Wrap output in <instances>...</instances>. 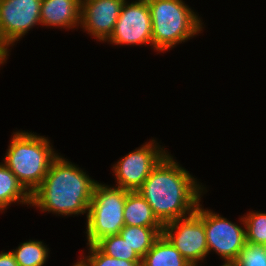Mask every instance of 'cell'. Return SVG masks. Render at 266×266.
I'll use <instances>...</instances> for the list:
<instances>
[{
    "mask_svg": "<svg viewBox=\"0 0 266 266\" xmlns=\"http://www.w3.org/2000/svg\"><path fill=\"white\" fill-rule=\"evenodd\" d=\"M243 218L246 242L266 246V213L251 211Z\"/></svg>",
    "mask_w": 266,
    "mask_h": 266,
    "instance_id": "obj_19",
    "label": "cell"
},
{
    "mask_svg": "<svg viewBox=\"0 0 266 266\" xmlns=\"http://www.w3.org/2000/svg\"><path fill=\"white\" fill-rule=\"evenodd\" d=\"M124 2L125 0H81L80 27L98 41L106 42L113 33Z\"/></svg>",
    "mask_w": 266,
    "mask_h": 266,
    "instance_id": "obj_11",
    "label": "cell"
},
{
    "mask_svg": "<svg viewBox=\"0 0 266 266\" xmlns=\"http://www.w3.org/2000/svg\"><path fill=\"white\" fill-rule=\"evenodd\" d=\"M195 179L167 153L137 191L165 224L196 211L205 187Z\"/></svg>",
    "mask_w": 266,
    "mask_h": 266,
    "instance_id": "obj_1",
    "label": "cell"
},
{
    "mask_svg": "<svg viewBox=\"0 0 266 266\" xmlns=\"http://www.w3.org/2000/svg\"><path fill=\"white\" fill-rule=\"evenodd\" d=\"M104 254L126 261H142L120 234L107 236L95 244Z\"/></svg>",
    "mask_w": 266,
    "mask_h": 266,
    "instance_id": "obj_18",
    "label": "cell"
},
{
    "mask_svg": "<svg viewBox=\"0 0 266 266\" xmlns=\"http://www.w3.org/2000/svg\"><path fill=\"white\" fill-rule=\"evenodd\" d=\"M151 14L153 48L168 51L203 29L198 15L182 0H147Z\"/></svg>",
    "mask_w": 266,
    "mask_h": 266,
    "instance_id": "obj_4",
    "label": "cell"
},
{
    "mask_svg": "<svg viewBox=\"0 0 266 266\" xmlns=\"http://www.w3.org/2000/svg\"><path fill=\"white\" fill-rule=\"evenodd\" d=\"M89 246V256L80 260L85 266H141L142 261H126L104 254L95 244Z\"/></svg>",
    "mask_w": 266,
    "mask_h": 266,
    "instance_id": "obj_20",
    "label": "cell"
},
{
    "mask_svg": "<svg viewBox=\"0 0 266 266\" xmlns=\"http://www.w3.org/2000/svg\"><path fill=\"white\" fill-rule=\"evenodd\" d=\"M152 140L122 157L113 172L117 179L116 187L137 191L159 161L168 153Z\"/></svg>",
    "mask_w": 266,
    "mask_h": 266,
    "instance_id": "obj_8",
    "label": "cell"
},
{
    "mask_svg": "<svg viewBox=\"0 0 266 266\" xmlns=\"http://www.w3.org/2000/svg\"><path fill=\"white\" fill-rule=\"evenodd\" d=\"M13 134L3 161L32 194L41 185L58 153H54L53 146L44 136L26 131Z\"/></svg>",
    "mask_w": 266,
    "mask_h": 266,
    "instance_id": "obj_3",
    "label": "cell"
},
{
    "mask_svg": "<svg viewBox=\"0 0 266 266\" xmlns=\"http://www.w3.org/2000/svg\"><path fill=\"white\" fill-rule=\"evenodd\" d=\"M163 227L124 226L120 235L142 259L162 234Z\"/></svg>",
    "mask_w": 266,
    "mask_h": 266,
    "instance_id": "obj_16",
    "label": "cell"
},
{
    "mask_svg": "<svg viewBox=\"0 0 266 266\" xmlns=\"http://www.w3.org/2000/svg\"><path fill=\"white\" fill-rule=\"evenodd\" d=\"M221 266H236L235 262H224Z\"/></svg>",
    "mask_w": 266,
    "mask_h": 266,
    "instance_id": "obj_23",
    "label": "cell"
},
{
    "mask_svg": "<svg viewBox=\"0 0 266 266\" xmlns=\"http://www.w3.org/2000/svg\"><path fill=\"white\" fill-rule=\"evenodd\" d=\"M235 263L236 266H266V246L246 243Z\"/></svg>",
    "mask_w": 266,
    "mask_h": 266,
    "instance_id": "obj_21",
    "label": "cell"
},
{
    "mask_svg": "<svg viewBox=\"0 0 266 266\" xmlns=\"http://www.w3.org/2000/svg\"><path fill=\"white\" fill-rule=\"evenodd\" d=\"M11 252L19 266H43L48 258L49 250L42 241L30 240L21 243Z\"/></svg>",
    "mask_w": 266,
    "mask_h": 266,
    "instance_id": "obj_17",
    "label": "cell"
},
{
    "mask_svg": "<svg viewBox=\"0 0 266 266\" xmlns=\"http://www.w3.org/2000/svg\"><path fill=\"white\" fill-rule=\"evenodd\" d=\"M31 205V194L18 181L14 173L4 164H0V211L11 203Z\"/></svg>",
    "mask_w": 266,
    "mask_h": 266,
    "instance_id": "obj_15",
    "label": "cell"
},
{
    "mask_svg": "<svg viewBox=\"0 0 266 266\" xmlns=\"http://www.w3.org/2000/svg\"><path fill=\"white\" fill-rule=\"evenodd\" d=\"M42 0H0V65L9 56V46L29 29L41 24Z\"/></svg>",
    "mask_w": 266,
    "mask_h": 266,
    "instance_id": "obj_7",
    "label": "cell"
},
{
    "mask_svg": "<svg viewBox=\"0 0 266 266\" xmlns=\"http://www.w3.org/2000/svg\"><path fill=\"white\" fill-rule=\"evenodd\" d=\"M141 266H192L161 234L142 258Z\"/></svg>",
    "mask_w": 266,
    "mask_h": 266,
    "instance_id": "obj_14",
    "label": "cell"
},
{
    "mask_svg": "<svg viewBox=\"0 0 266 266\" xmlns=\"http://www.w3.org/2000/svg\"><path fill=\"white\" fill-rule=\"evenodd\" d=\"M107 42L120 46L149 44L153 48L151 14L147 0L131 3L125 0Z\"/></svg>",
    "mask_w": 266,
    "mask_h": 266,
    "instance_id": "obj_9",
    "label": "cell"
},
{
    "mask_svg": "<svg viewBox=\"0 0 266 266\" xmlns=\"http://www.w3.org/2000/svg\"><path fill=\"white\" fill-rule=\"evenodd\" d=\"M126 226L163 227L138 191H128L123 211Z\"/></svg>",
    "mask_w": 266,
    "mask_h": 266,
    "instance_id": "obj_13",
    "label": "cell"
},
{
    "mask_svg": "<svg viewBox=\"0 0 266 266\" xmlns=\"http://www.w3.org/2000/svg\"><path fill=\"white\" fill-rule=\"evenodd\" d=\"M41 25L71 29L81 24V0H42Z\"/></svg>",
    "mask_w": 266,
    "mask_h": 266,
    "instance_id": "obj_12",
    "label": "cell"
},
{
    "mask_svg": "<svg viewBox=\"0 0 266 266\" xmlns=\"http://www.w3.org/2000/svg\"><path fill=\"white\" fill-rule=\"evenodd\" d=\"M73 266H85V265L81 260H79L77 263H74Z\"/></svg>",
    "mask_w": 266,
    "mask_h": 266,
    "instance_id": "obj_24",
    "label": "cell"
},
{
    "mask_svg": "<svg viewBox=\"0 0 266 266\" xmlns=\"http://www.w3.org/2000/svg\"><path fill=\"white\" fill-rule=\"evenodd\" d=\"M243 227L204 209V229L209 253L213 250L225 262H235L246 242L244 218L241 217Z\"/></svg>",
    "mask_w": 266,
    "mask_h": 266,
    "instance_id": "obj_10",
    "label": "cell"
},
{
    "mask_svg": "<svg viewBox=\"0 0 266 266\" xmlns=\"http://www.w3.org/2000/svg\"><path fill=\"white\" fill-rule=\"evenodd\" d=\"M201 206L199 202L193 214L163 224L162 234L192 266L209 255Z\"/></svg>",
    "mask_w": 266,
    "mask_h": 266,
    "instance_id": "obj_6",
    "label": "cell"
},
{
    "mask_svg": "<svg viewBox=\"0 0 266 266\" xmlns=\"http://www.w3.org/2000/svg\"><path fill=\"white\" fill-rule=\"evenodd\" d=\"M0 266H19L11 251L0 253Z\"/></svg>",
    "mask_w": 266,
    "mask_h": 266,
    "instance_id": "obj_22",
    "label": "cell"
},
{
    "mask_svg": "<svg viewBox=\"0 0 266 266\" xmlns=\"http://www.w3.org/2000/svg\"><path fill=\"white\" fill-rule=\"evenodd\" d=\"M127 193L128 190L120 187L96 183L86 220L88 245L120 233L125 226L123 211Z\"/></svg>",
    "mask_w": 266,
    "mask_h": 266,
    "instance_id": "obj_5",
    "label": "cell"
},
{
    "mask_svg": "<svg viewBox=\"0 0 266 266\" xmlns=\"http://www.w3.org/2000/svg\"><path fill=\"white\" fill-rule=\"evenodd\" d=\"M96 183L81 168L58 155L31 194V205L58 215H88Z\"/></svg>",
    "mask_w": 266,
    "mask_h": 266,
    "instance_id": "obj_2",
    "label": "cell"
}]
</instances>
